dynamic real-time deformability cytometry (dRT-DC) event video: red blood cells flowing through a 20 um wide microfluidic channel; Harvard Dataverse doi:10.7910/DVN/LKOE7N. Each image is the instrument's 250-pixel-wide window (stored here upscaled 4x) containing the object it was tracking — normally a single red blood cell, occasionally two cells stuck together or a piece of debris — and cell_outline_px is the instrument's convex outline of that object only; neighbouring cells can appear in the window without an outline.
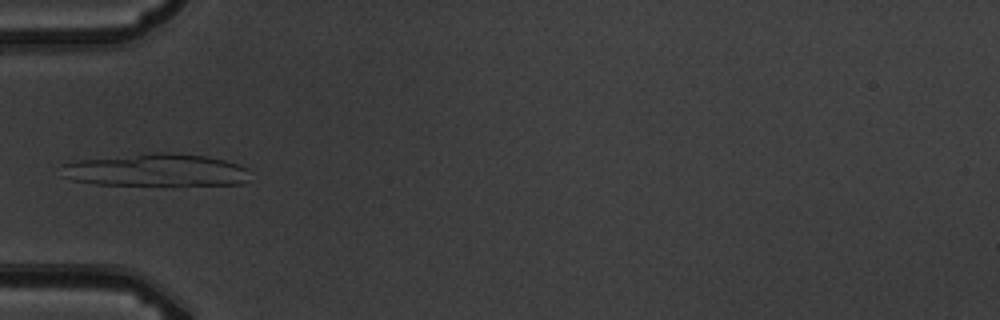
{"species": "common noctule bat (a hibernating species)", "species_latin": "Nyctalus noctula", "temperature_condition": "warm", "stored_images_in_passage": 5, "camera_frame_rate_fps": 3000, "um_per_image_px": 0.085, "animal": {"sex": "male", "body_mass_g": 19.5, "forearm_length_mm": 54.6}, "frame": {"image": 1, "passage_image": 4, "time_ms": 4.333, "image_size_px": [1000, 320], "cell_outline_px": [[248, 168], [244, 180], [240, 184], [92, 184], [72, 180], [64, 176], [64, 164], [76, 160], [152, 152], [168, 152], [208, 156], [224, 160]], "centroid_in_image_um": [13.22, 14.43], "position_along_channel_um": 71.8, "area_um2": 35.14}}
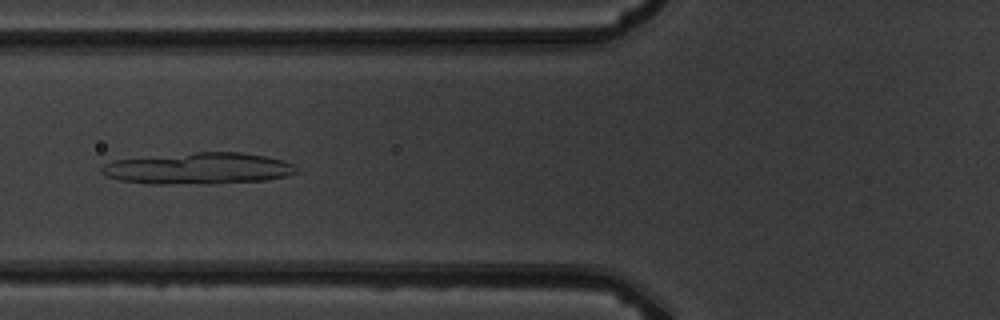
{"frame": {"image": 2, "passage_image": 5, "time_ms": 5.333, "image_size_px": [1000, 320], "cell_outline_px": [[300, 172], [288, 176], [264, 180], [208, 184], [152, 184], [120, 180], [108, 176], [100, 172], [100, 168], [104, 164], [112, 160], [196, 152], [240, 152], [264, 156], [284, 160], [300, 168]], "centroid_in_image_um": [16.9, 14.32], "position_along_channel_um": 108.9, "area_um2": 35.95}}